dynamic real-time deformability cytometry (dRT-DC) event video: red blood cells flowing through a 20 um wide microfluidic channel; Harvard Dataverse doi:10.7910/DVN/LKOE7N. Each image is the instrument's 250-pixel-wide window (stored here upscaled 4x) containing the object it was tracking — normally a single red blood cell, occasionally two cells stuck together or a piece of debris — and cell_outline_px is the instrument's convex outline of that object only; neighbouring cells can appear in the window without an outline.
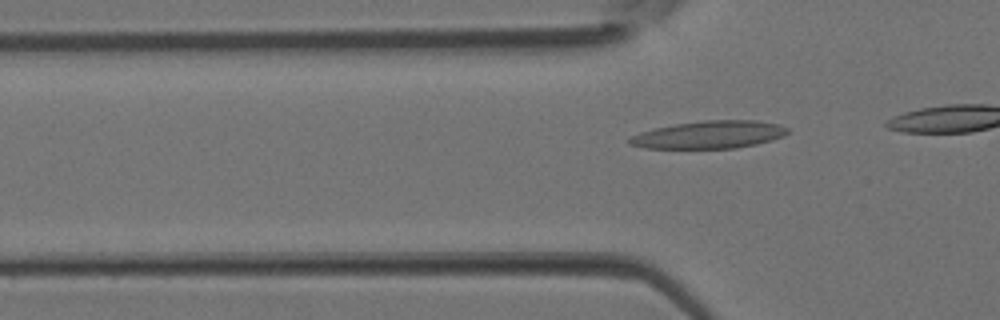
{"species": "Egyptian fruit bat (a non-hibernating species)", "species_latin": "Rousettus aegyptiacus", "temperature_condition": "room temperature", "stored_images_in_passage": 5, "camera_frame_rate_fps": 3000, "um_per_image_px": 0.085, "animal": {"sex": "female"}, "frame": {"image": 1, "passage_image": 5, "time_ms": 1.333, "image_size_px": [1000, 320], "cell_outline_px": [[788, 132], [784, 136], [772, 140], [756, 144], [736, 148], [644, 148], [628, 144], [628, 136], [640, 132], [656, 128], [676, 124], [704, 120], [756, 120], [780, 124], [788, 128]], "centroid_in_image_um": [60.28, 11.45], "position_along_channel_um": 65.5, "area_um2": 25.55}}